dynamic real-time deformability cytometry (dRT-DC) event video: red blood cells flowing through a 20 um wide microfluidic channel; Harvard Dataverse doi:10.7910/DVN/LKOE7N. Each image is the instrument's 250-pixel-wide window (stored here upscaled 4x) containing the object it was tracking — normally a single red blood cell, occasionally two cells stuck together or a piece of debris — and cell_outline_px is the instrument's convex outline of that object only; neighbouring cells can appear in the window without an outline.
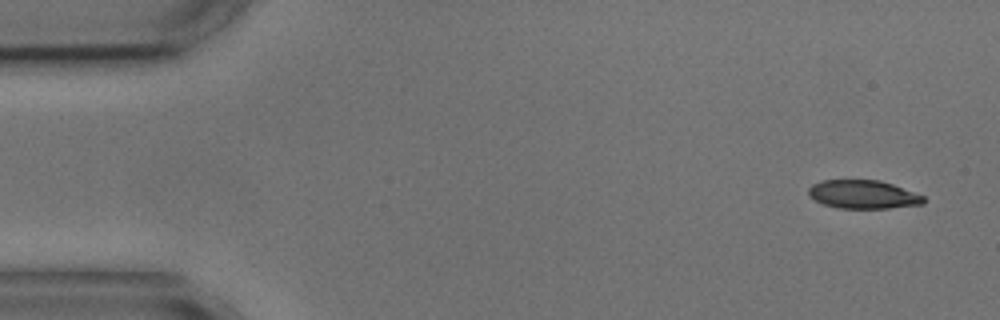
{"species": "common noctule bat (a hibernating species)", "species_latin": "Nyctalus noctula", "temperature_condition": "cold", "stored_images_in_passage": 2, "camera_frame_rate_fps": 3000, "um_per_image_px": 0.085, "animal": {"sex": "male", "body_mass_g": 17.9, "forearm_length_mm": 54.2}, "frame": {"image": 1, "passage_image": 2, "time_ms": 1.333, "image_size_px": [1000, 320], "cell_outline_px": [[924, 204], [888, 208], [840, 208], [824, 204], [816, 200], [808, 192], [808, 188], [812, 184], [820, 180], [880, 180], [892, 184], [924, 196]], "centroid_in_image_um": [73.37, 16.52], "position_along_channel_um": 11.6, "area_um2": 18.9}}